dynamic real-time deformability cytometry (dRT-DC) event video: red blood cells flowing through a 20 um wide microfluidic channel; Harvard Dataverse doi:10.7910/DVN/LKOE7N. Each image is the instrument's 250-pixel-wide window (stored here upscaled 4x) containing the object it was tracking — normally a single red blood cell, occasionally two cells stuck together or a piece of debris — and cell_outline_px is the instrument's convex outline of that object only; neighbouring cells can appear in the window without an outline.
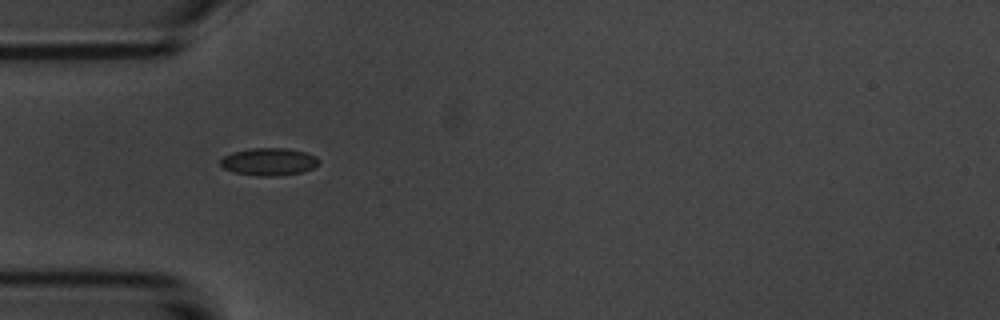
{"species": "common noctule bat (a hibernating species)", "species_latin": "Nyctalus noctula", "temperature_condition": "room temperature", "stored_images_in_passage": 15, "camera_frame_rate_fps": 3000, "um_per_image_px": 0.085, "animal": {"sex": "male", "body_mass_g": 20.1, "forearm_length_mm": 53.5}, "frame": {"image": 1, "passage_image": 5, "time_ms": 5.333, "image_size_px": [1000, 320], "cell_outline_px": [[320, 164], [312, 168], [300, 172], [272, 176], [260, 176], [232, 172], [224, 168], [220, 164], [220, 160], [224, 156], [232, 152], [252, 148], [288, 148], [308, 152], [316, 156], [320, 160]], "centroid_in_image_um": [22.88, 13.73], "position_along_channel_um": 62.1, "area_um2": 15.84}}
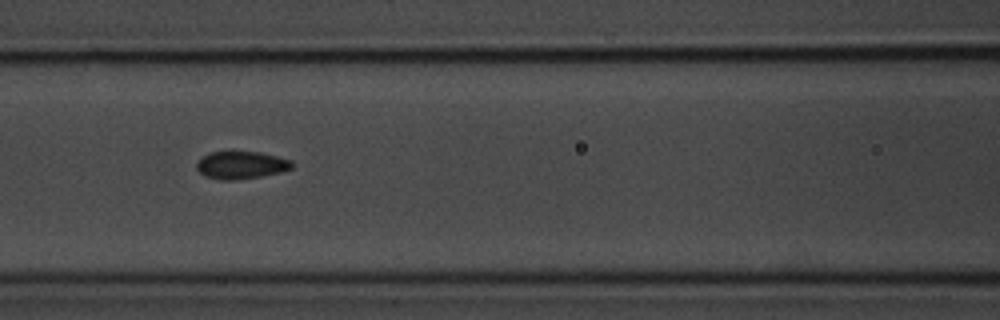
{"frame": {"image": 2, "passage_image": 7, "time_ms": 7.667, "image_size_px": [1000, 320], "cell_outline_px": [[292, 168], [280, 172], [260, 176], [232, 180], [220, 180], [204, 176], [196, 168], [196, 164], [204, 156], [212, 152], [232, 148], [260, 152], [292, 160]], "centroid_in_image_um": [20.47, 13.98], "position_along_channel_um": 146.1, "area_um2": 15.78}}
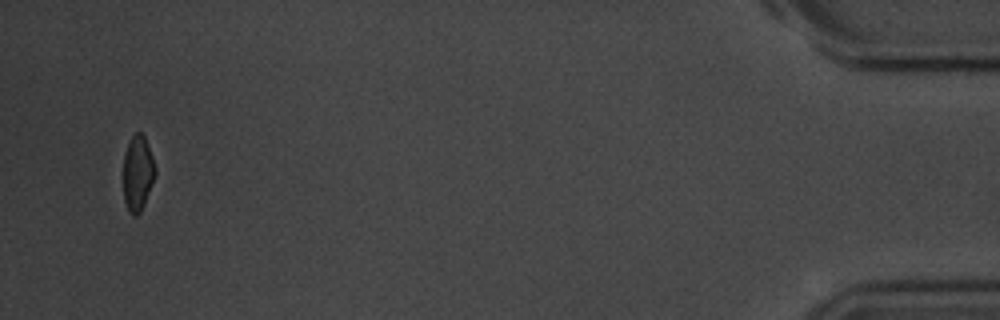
{"frame": {"image": 3, "passage_image": 15, "time_ms": 17.667, "image_size_px": [1000, 320], "cell_outline_px": [[156, 172], [144, 204], [140, 212], [136, 216], [132, 216], [128, 212], [124, 200], [124, 152], [132, 136], [136, 132], [140, 132], [144, 136], [148, 144], [156, 168]], "centroid_in_image_um": [11.7, 14.73], "position_along_channel_um": 423.5, "area_um2": 13.93}, "authors_computed_cell_mechanics": {"area_um2": 15.6638, "velocity_mm_per_s": 3.612, "shape_relaxation_time_tau1_ms": 1.4342, "shape_relaxation_time_tau2_ms": null, "deformation_change_tau1": 0.0783, "deformation_change_tau2": null}}